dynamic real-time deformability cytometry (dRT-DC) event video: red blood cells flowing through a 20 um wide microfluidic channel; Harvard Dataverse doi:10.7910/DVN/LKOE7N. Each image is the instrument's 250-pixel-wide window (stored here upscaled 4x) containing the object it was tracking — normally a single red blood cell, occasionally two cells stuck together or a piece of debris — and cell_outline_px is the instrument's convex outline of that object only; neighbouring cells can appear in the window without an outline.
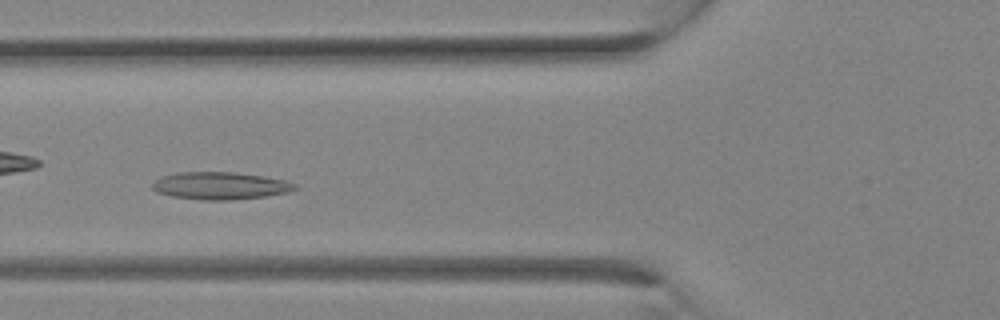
{"species": "Egyptian fruit bat (a non-hibernating species)", "species_latin": "Rousettus aegyptiacus", "temperature_condition": "room temperature", "stored_images_in_passage": 10, "camera_frame_rate_fps": 3000, "um_per_image_px": 0.085, "animal": {"sex": "female"}, "frame": {"image": 1, "passage_image": 5, "time_ms": 1.333, "image_size_px": [1000, 320], "cell_outline_px": [[300, 188], [288, 192], [264, 196], [236, 200], [204, 200], [172, 196], [156, 192], [152, 188], [152, 180], [160, 176], [176, 172], [236, 172], [264, 176], [288, 180], [296, 184]], "centroid_in_image_um": [18.72, 15.78], "position_along_channel_um": 107.1, "area_um2": 23.18}}
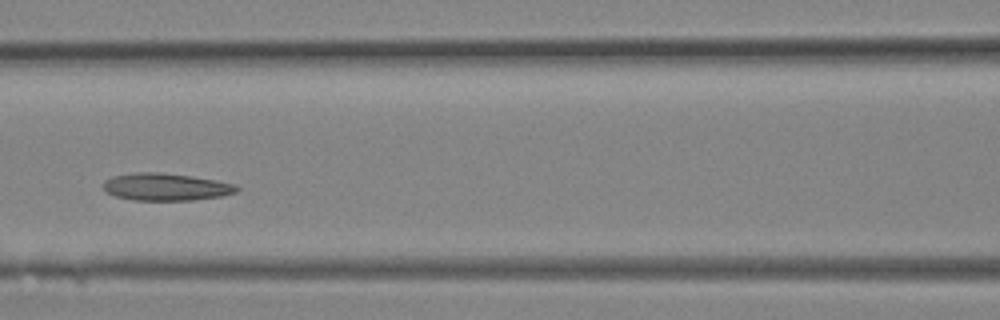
{"frame": {"image": 2, "passage_image": 7, "time_ms": 2.0, "image_size_px": [1000, 320], "cell_outline_px": [[240, 188], [236, 192], [220, 196], [192, 200], [132, 200], [116, 196], [108, 192], [104, 188], [104, 180], [112, 176], [136, 172], [156, 172], [192, 176], [216, 180], [236, 184]], "centroid_in_image_um": [14.11, 15.88], "position_along_channel_um": 152.5, "area_um2": 21.15}}
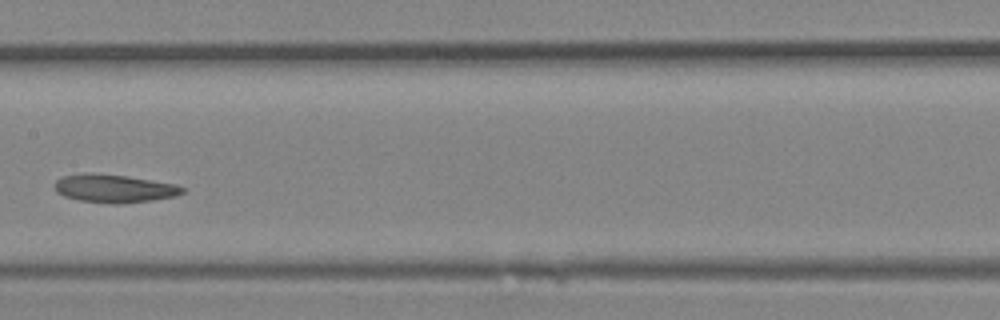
{"frame": {"image": 3, "passage_image": 9, "time_ms": 2.667, "image_size_px": [1000, 320], "cell_outline_px": [[184, 192], [176, 196], [152, 200], [112, 204], [80, 200], [64, 196], [56, 192], [52, 184], [60, 176], [84, 172], [88, 172], [124, 176], [176, 184], [184, 188]], "centroid_in_image_um": [9.63, 16.01], "position_along_channel_um": 197.8, "area_um2": 20.98}}